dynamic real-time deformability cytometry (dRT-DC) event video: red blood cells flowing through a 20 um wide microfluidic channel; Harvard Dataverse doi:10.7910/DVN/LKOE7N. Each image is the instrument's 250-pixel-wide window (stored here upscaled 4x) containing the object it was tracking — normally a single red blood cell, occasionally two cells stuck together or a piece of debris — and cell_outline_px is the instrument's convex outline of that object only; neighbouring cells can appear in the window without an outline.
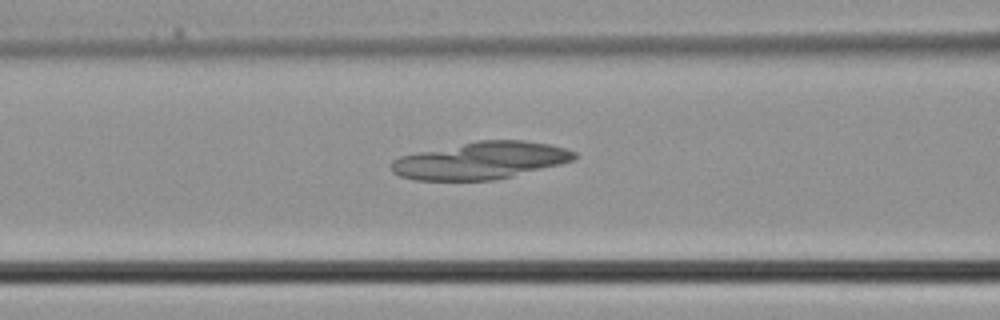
{"species": "common noctule bat (a hibernating species)", "species_latin": "Nyctalus noctula", "temperature_condition": "cold", "stored_images_in_passage": 15, "camera_frame_rate_fps": 3000, "um_per_image_px": 0.085, "animal": {"sex": "male", "body_mass_g": 21.5, "forearm_length_mm": 52.0}, "frame": {"image": 1, "passage_image": 5, "time_ms": 1.333, "image_size_px": [1000, 320], "cell_outline_px": [[576, 160], [512, 176], [492, 180], [416, 180], [400, 176], [392, 172], [392, 160], [400, 156], [476, 140], [524, 140], [552, 144], [576, 152]], "centroid_in_image_um": [40.89, 13.64], "position_along_channel_um": 125.7, "area_um2": 39.54}}
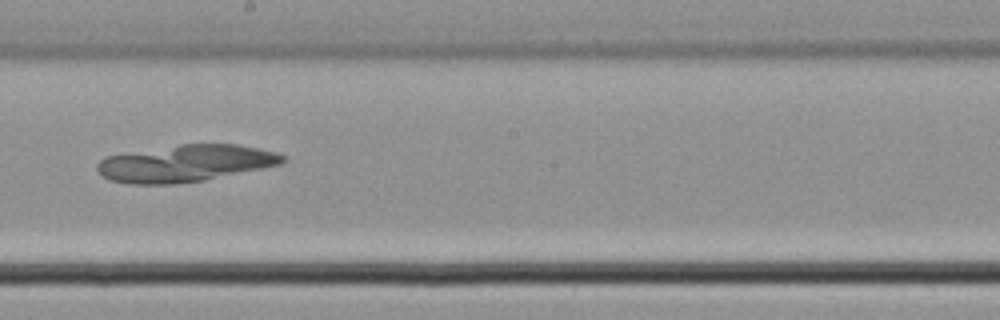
{"frame": {"image": 2, "passage_image": 11, "time_ms": 3.333, "image_size_px": [1000, 320], "cell_outline_px": [[288, 160], [280, 164], [204, 180], [176, 184], [132, 184], [112, 180], [104, 176], [96, 168], [96, 164], [100, 160], [108, 156], [180, 144], [236, 144], [276, 152], [288, 156]], "centroid_in_image_um": [15.8, 13.88], "position_along_channel_um": 232.4, "area_um2": 39.42}}
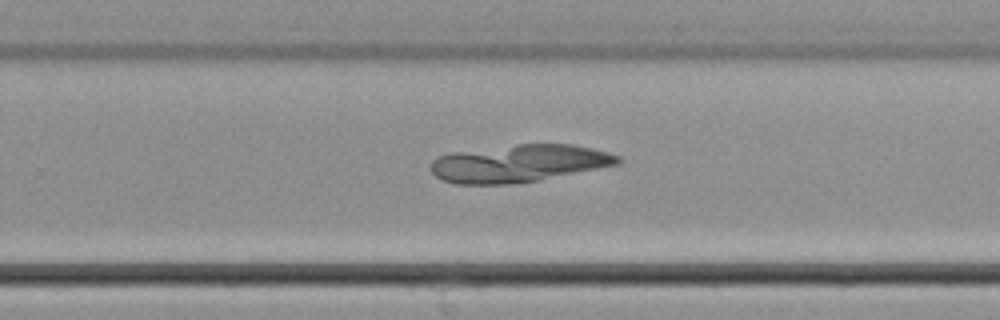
{"frame": {"image": 3, "passage_image": 14, "time_ms": 4.333, "image_size_px": [1000, 320], "cell_outline_px": [[620, 164], [540, 180], [512, 184], [456, 184], [444, 180], [436, 176], [432, 172], [432, 160], [436, 156], [452, 152], [516, 144], [572, 144], [592, 148], [608, 152], [620, 156]], "centroid_in_image_um": [44.12, 13.88], "position_along_channel_um": 285.7, "area_um2": 40.92}}